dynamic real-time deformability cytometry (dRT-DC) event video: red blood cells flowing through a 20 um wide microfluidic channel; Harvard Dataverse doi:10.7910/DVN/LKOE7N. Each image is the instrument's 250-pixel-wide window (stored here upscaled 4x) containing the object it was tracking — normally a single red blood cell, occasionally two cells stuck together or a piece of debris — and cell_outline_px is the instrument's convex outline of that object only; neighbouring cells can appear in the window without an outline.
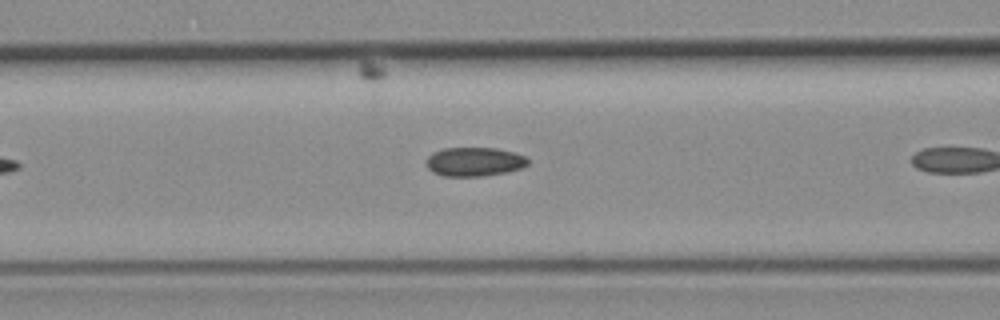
{"species": "common noctule bat (a hibernating species)", "species_latin": "Nyctalus noctula", "temperature_condition": "room temperature", "stored_images_in_passage": 11, "camera_frame_rate_fps": 3000, "um_per_image_px": 0.085, "animal": {"sex": "female", "body_mass_g": 19.3, "forearm_length_mm": 54.1}, "frame": {"image": 1, "passage_image": 10, "time_ms": 3.0, "image_size_px": [1000, 320], "cell_outline_px": [[528, 164], [520, 168], [508, 172], [484, 176], [444, 176], [432, 172], [424, 164], [428, 156], [432, 152], [444, 148], [496, 148], [516, 152], [524, 156], [528, 160]], "centroid_in_image_um": [40.29, 13.75], "position_along_channel_um": 126.3, "area_um2": 17.34}}